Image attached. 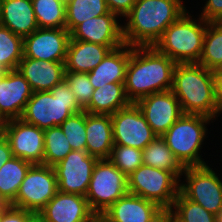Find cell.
<instances>
[{
	"label": "cell",
	"instance_id": "47",
	"mask_svg": "<svg viewBox=\"0 0 222 222\" xmlns=\"http://www.w3.org/2000/svg\"><path fill=\"white\" fill-rule=\"evenodd\" d=\"M217 222H222V212L217 216Z\"/></svg>",
	"mask_w": 222,
	"mask_h": 222
},
{
	"label": "cell",
	"instance_id": "46",
	"mask_svg": "<svg viewBox=\"0 0 222 222\" xmlns=\"http://www.w3.org/2000/svg\"><path fill=\"white\" fill-rule=\"evenodd\" d=\"M7 206L1 199H0V212Z\"/></svg>",
	"mask_w": 222,
	"mask_h": 222
},
{
	"label": "cell",
	"instance_id": "32",
	"mask_svg": "<svg viewBox=\"0 0 222 222\" xmlns=\"http://www.w3.org/2000/svg\"><path fill=\"white\" fill-rule=\"evenodd\" d=\"M23 58V38L0 25V64L15 70Z\"/></svg>",
	"mask_w": 222,
	"mask_h": 222
},
{
	"label": "cell",
	"instance_id": "42",
	"mask_svg": "<svg viewBox=\"0 0 222 222\" xmlns=\"http://www.w3.org/2000/svg\"><path fill=\"white\" fill-rule=\"evenodd\" d=\"M12 155V151L9 145V142L4 138L0 142V168L3 166L4 163H6Z\"/></svg>",
	"mask_w": 222,
	"mask_h": 222
},
{
	"label": "cell",
	"instance_id": "37",
	"mask_svg": "<svg viewBox=\"0 0 222 222\" xmlns=\"http://www.w3.org/2000/svg\"><path fill=\"white\" fill-rule=\"evenodd\" d=\"M35 213L7 205L1 211V222H31Z\"/></svg>",
	"mask_w": 222,
	"mask_h": 222
},
{
	"label": "cell",
	"instance_id": "22",
	"mask_svg": "<svg viewBox=\"0 0 222 222\" xmlns=\"http://www.w3.org/2000/svg\"><path fill=\"white\" fill-rule=\"evenodd\" d=\"M86 151L98 159H108L114 146L111 115L85 111Z\"/></svg>",
	"mask_w": 222,
	"mask_h": 222
},
{
	"label": "cell",
	"instance_id": "36",
	"mask_svg": "<svg viewBox=\"0 0 222 222\" xmlns=\"http://www.w3.org/2000/svg\"><path fill=\"white\" fill-rule=\"evenodd\" d=\"M64 79L74 93L77 103L84 110L88 106L94 91L88 73L65 71Z\"/></svg>",
	"mask_w": 222,
	"mask_h": 222
},
{
	"label": "cell",
	"instance_id": "25",
	"mask_svg": "<svg viewBox=\"0 0 222 222\" xmlns=\"http://www.w3.org/2000/svg\"><path fill=\"white\" fill-rule=\"evenodd\" d=\"M130 104L124 83H107L94 89L91 100L84 111L90 114L112 115Z\"/></svg>",
	"mask_w": 222,
	"mask_h": 222
},
{
	"label": "cell",
	"instance_id": "45",
	"mask_svg": "<svg viewBox=\"0 0 222 222\" xmlns=\"http://www.w3.org/2000/svg\"><path fill=\"white\" fill-rule=\"evenodd\" d=\"M31 222H44L39 216H35Z\"/></svg>",
	"mask_w": 222,
	"mask_h": 222
},
{
	"label": "cell",
	"instance_id": "1",
	"mask_svg": "<svg viewBox=\"0 0 222 222\" xmlns=\"http://www.w3.org/2000/svg\"><path fill=\"white\" fill-rule=\"evenodd\" d=\"M183 0H136L123 18V39L132 47H150L187 9Z\"/></svg>",
	"mask_w": 222,
	"mask_h": 222
},
{
	"label": "cell",
	"instance_id": "20",
	"mask_svg": "<svg viewBox=\"0 0 222 222\" xmlns=\"http://www.w3.org/2000/svg\"><path fill=\"white\" fill-rule=\"evenodd\" d=\"M159 208L154 202L128 192L99 218L103 222H148Z\"/></svg>",
	"mask_w": 222,
	"mask_h": 222
},
{
	"label": "cell",
	"instance_id": "3",
	"mask_svg": "<svg viewBox=\"0 0 222 222\" xmlns=\"http://www.w3.org/2000/svg\"><path fill=\"white\" fill-rule=\"evenodd\" d=\"M171 91L179 100L183 114H200L216 121L222 111L215 94L213 71L198 63H177Z\"/></svg>",
	"mask_w": 222,
	"mask_h": 222
},
{
	"label": "cell",
	"instance_id": "15",
	"mask_svg": "<svg viewBox=\"0 0 222 222\" xmlns=\"http://www.w3.org/2000/svg\"><path fill=\"white\" fill-rule=\"evenodd\" d=\"M157 136H162L183 114L171 90L153 93L135 102Z\"/></svg>",
	"mask_w": 222,
	"mask_h": 222
},
{
	"label": "cell",
	"instance_id": "14",
	"mask_svg": "<svg viewBox=\"0 0 222 222\" xmlns=\"http://www.w3.org/2000/svg\"><path fill=\"white\" fill-rule=\"evenodd\" d=\"M70 38L66 28H38L23 38V57L65 62Z\"/></svg>",
	"mask_w": 222,
	"mask_h": 222
},
{
	"label": "cell",
	"instance_id": "11",
	"mask_svg": "<svg viewBox=\"0 0 222 222\" xmlns=\"http://www.w3.org/2000/svg\"><path fill=\"white\" fill-rule=\"evenodd\" d=\"M114 145L143 150L157 135L135 103L111 115Z\"/></svg>",
	"mask_w": 222,
	"mask_h": 222
},
{
	"label": "cell",
	"instance_id": "27",
	"mask_svg": "<svg viewBox=\"0 0 222 222\" xmlns=\"http://www.w3.org/2000/svg\"><path fill=\"white\" fill-rule=\"evenodd\" d=\"M142 160L144 165L170 171L180 181L182 180L184 167L176 159L162 137L157 136L142 150Z\"/></svg>",
	"mask_w": 222,
	"mask_h": 222
},
{
	"label": "cell",
	"instance_id": "38",
	"mask_svg": "<svg viewBox=\"0 0 222 222\" xmlns=\"http://www.w3.org/2000/svg\"><path fill=\"white\" fill-rule=\"evenodd\" d=\"M199 16L208 22H222V0H206Z\"/></svg>",
	"mask_w": 222,
	"mask_h": 222
},
{
	"label": "cell",
	"instance_id": "44",
	"mask_svg": "<svg viewBox=\"0 0 222 222\" xmlns=\"http://www.w3.org/2000/svg\"><path fill=\"white\" fill-rule=\"evenodd\" d=\"M7 71H8V70H7L3 65L0 64V75L6 74Z\"/></svg>",
	"mask_w": 222,
	"mask_h": 222
},
{
	"label": "cell",
	"instance_id": "26",
	"mask_svg": "<svg viewBox=\"0 0 222 222\" xmlns=\"http://www.w3.org/2000/svg\"><path fill=\"white\" fill-rule=\"evenodd\" d=\"M31 165V162L13 156L0 168V199L5 204L11 205L15 201Z\"/></svg>",
	"mask_w": 222,
	"mask_h": 222
},
{
	"label": "cell",
	"instance_id": "33",
	"mask_svg": "<svg viewBox=\"0 0 222 222\" xmlns=\"http://www.w3.org/2000/svg\"><path fill=\"white\" fill-rule=\"evenodd\" d=\"M171 208L180 222H217L216 215L187 199L181 192L178 193Z\"/></svg>",
	"mask_w": 222,
	"mask_h": 222
},
{
	"label": "cell",
	"instance_id": "40",
	"mask_svg": "<svg viewBox=\"0 0 222 222\" xmlns=\"http://www.w3.org/2000/svg\"><path fill=\"white\" fill-rule=\"evenodd\" d=\"M173 210L171 207H160L148 222H172Z\"/></svg>",
	"mask_w": 222,
	"mask_h": 222
},
{
	"label": "cell",
	"instance_id": "4",
	"mask_svg": "<svg viewBox=\"0 0 222 222\" xmlns=\"http://www.w3.org/2000/svg\"><path fill=\"white\" fill-rule=\"evenodd\" d=\"M186 10L175 22L170 24L153 46L161 54L167 55L177 63H198L202 50L208 21L193 18Z\"/></svg>",
	"mask_w": 222,
	"mask_h": 222
},
{
	"label": "cell",
	"instance_id": "5",
	"mask_svg": "<svg viewBox=\"0 0 222 222\" xmlns=\"http://www.w3.org/2000/svg\"><path fill=\"white\" fill-rule=\"evenodd\" d=\"M83 111L63 79L50 91L33 92L26 103L21 119L42 130L60 126L73 114Z\"/></svg>",
	"mask_w": 222,
	"mask_h": 222
},
{
	"label": "cell",
	"instance_id": "31",
	"mask_svg": "<svg viewBox=\"0 0 222 222\" xmlns=\"http://www.w3.org/2000/svg\"><path fill=\"white\" fill-rule=\"evenodd\" d=\"M72 148L60 126L44 130V164L54 167Z\"/></svg>",
	"mask_w": 222,
	"mask_h": 222
},
{
	"label": "cell",
	"instance_id": "30",
	"mask_svg": "<svg viewBox=\"0 0 222 222\" xmlns=\"http://www.w3.org/2000/svg\"><path fill=\"white\" fill-rule=\"evenodd\" d=\"M38 28H65L66 0H32Z\"/></svg>",
	"mask_w": 222,
	"mask_h": 222
},
{
	"label": "cell",
	"instance_id": "34",
	"mask_svg": "<svg viewBox=\"0 0 222 222\" xmlns=\"http://www.w3.org/2000/svg\"><path fill=\"white\" fill-rule=\"evenodd\" d=\"M127 177L143 164L142 150L114 145L108 158Z\"/></svg>",
	"mask_w": 222,
	"mask_h": 222
},
{
	"label": "cell",
	"instance_id": "6",
	"mask_svg": "<svg viewBox=\"0 0 222 222\" xmlns=\"http://www.w3.org/2000/svg\"><path fill=\"white\" fill-rule=\"evenodd\" d=\"M213 120L200 114H182L161 136L184 168L208 164L200 153L208 138L207 125Z\"/></svg>",
	"mask_w": 222,
	"mask_h": 222
},
{
	"label": "cell",
	"instance_id": "51",
	"mask_svg": "<svg viewBox=\"0 0 222 222\" xmlns=\"http://www.w3.org/2000/svg\"><path fill=\"white\" fill-rule=\"evenodd\" d=\"M94 222H103L99 217Z\"/></svg>",
	"mask_w": 222,
	"mask_h": 222
},
{
	"label": "cell",
	"instance_id": "48",
	"mask_svg": "<svg viewBox=\"0 0 222 222\" xmlns=\"http://www.w3.org/2000/svg\"><path fill=\"white\" fill-rule=\"evenodd\" d=\"M5 122L6 121L0 116V126H4Z\"/></svg>",
	"mask_w": 222,
	"mask_h": 222
},
{
	"label": "cell",
	"instance_id": "18",
	"mask_svg": "<svg viewBox=\"0 0 222 222\" xmlns=\"http://www.w3.org/2000/svg\"><path fill=\"white\" fill-rule=\"evenodd\" d=\"M33 90L18 69L0 77V116L5 120L21 118Z\"/></svg>",
	"mask_w": 222,
	"mask_h": 222
},
{
	"label": "cell",
	"instance_id": "10",
	"mask_svg": "<svg viewBox=\"0 0 222 222\" xmlns=\"http://www.w3.org/2000/svg\"><path fill=\"white\" fill-rule=\"evenodd\" d=\"M57 192L58 183L54 167L32 164L11 206L31 211L37 215Z\"/></svg>",
	"mask_w": 222,
	"mask_h": 222
},
{
	"label": "cell",
	"instance_id": "35",
	"mask_svg": "<svg viewBox=\"0 0 222 222\" xmlns=\"http://www.w3.org/2000/svg\"><path fill=\"white\" fill-rule=\"evenodd\" d=\"M72 150L86 151L85 111L73 114L61 125Z\"/></svg>",
	"mask_w": 222,
	"mask_h": 222
},
{
	"label": "cell",
	"instance_id": "2",
	"mask_svg": "<svg viewBox=\"0 0 222 222\" xmlns=\"http://www.w3.org/2000/svg\"><path fill=\"white\" fill-rule=\"evenodd\" d=\"M175 65L153 46H131L124 83L127 98L135 103L147 95L171 90Z\"/></svg>",
	"mask_w": 222,
	"mask_h": 222
},
{
	"label": "cell",
	"instance_id": "19",
	"mask_svg": "<svg viewBox=\"0 0 222 222\" xmlns=\"http://www.w3.org/2000/svg\"><path fill=\"white\" fill-rule=\"evenodd\" d=\"M17 69L28 81L33 92L50 91L64 79L65 62L23 57Z\"/></svg>",
	"mask_w": 222,
	"mask_h": 222
},
{
	"label": "cell",
	"instance_id": "43",
	"mask_svg": "<svg viewBox=\"0 0 222 222\" xmlns=\"http://www.w3.org/2000/svg\"><path fill=\"white\" fill-rule=\"evenodd\" d=\"M5 138L4 126H0V142Z\"/></svg>",
	"mask_w": 222,
	"mask_h": 222
},
{
	"label": "cell",
	"instance_id": "21",
	"mask_svg": "<svg viewBox=\"0 0 222 222\" xmlns=\"http://www.w3.org/2000/svg\"><path fill=\"white\" fill-rule=\"evenodd\" d=\"M131 54V46L123 44L110 50L92 71L88 73L94 89L107 83H125L126 68Z\"/></svg>",
	"mask_w": 222,
	"mask_h": 222
},
{
	"label": "cell",
	"instance_id": "49",
	"mask_svg": "<svg viewBox=\"0 0 222 222\" xmlns=\"http://www.w3.org/2000/svg\"><path fill=\"white\" fill-rule=\"evenodd\" d=\"M172 222H180L175 216H174V213H173V220Z\"/></svg>",
	"mask_w": 222,
	"mask_h": 222
},
{
	"label": "cell",
	"instance_id": "50",
	"mask_svg": "<svg viewBox=\"0 0 222 222\" xmlns=\"http://www.w3.org/2000/svg\"><path fill=\"white\" fill-rule=\"evenodd\" d=\"M1 7H2V0H0V20H1Z\"/></svg>",
	"mask_w": 222,
	"mask_h": 222
},
{
	"label": "cell",
	"instance_id": "24",
	"mask_svg": "<svg viewBox=\"0 0 222 222\" xmlns=\"http://www.w3.org/2000/svg\"><path fill=\"white\" fill-rule=\"evenodd\" d=\"M0 25L22 38L38 29L32 0H2Z\"/></svg>",
	"mask_w": 222,
	"mask_h": 222
},
{
	"label": "cell",
	"instance_id": "23",
	"mask_svg": "<svg viewBox=\"0 0 222 222\" xmlns=\"http://www.w3.org/2000/svg\"><path fill=\"white\" fill-rule=\"evenodd\" d=\"M119 46H103L96 43L70 40L67 48L65 71L89 73L102 62L106 54Z\"/></svg>",
	"mask_w": 222,
	"mask_h": 222
},
{
	"label": "cell",
	"instance_id": "17",
	"mask_svg": "<svg viewBox=\"0 0 222 222\" xmlns=\"http://www.w3.org/2000/svg\"><path fill=\"white\" fill-rule=\"evenodd\" d=\"M70 37V40L86 41L103 46L125 44L122 20L110 11L102 16L83 21L70 33Z\"/></svg>",
	"mask_w": 222,
	"mask_h": 222
},
{
	"label": "cell",
	"instance_id": "28",
	"mask_svg": "<svg viewBox=\"0 0 222 222\" xmlns=\"http://www.w3.org/2000/svg\"><path fill=\"white\" fill-rule=\"evenodd\" d=\"M108 12L105 0H66L65 28L71 33L83 21Z\"/></svg>",
	"mask_w": 222,
	"mask_h": 222
},
{
	"label": "cell",
	"instance_id": "41",
	"mask_svg": "<svg viewBox=\"0 0 222 222\" xmlns=\"http://www.w3.org/2000/svg\"><path fill=\"white\" fill-rule=\"evenodd\" d=\"M215 80V94L220 110L222 111V68L213 71Z\"/></svg>",
	"mask_w": 222,
	"mask_h": 222
},
{
	"label": "cell",
	"instance_id": "29",
	"mask_svg": "<svg viewBox=\"0 0 222 222\" xmlns=\"http://www.w3.org/2000/svg\"><path fill=\"white\" fill-rule=\"evenodd\" d=\"M198 64L211 71L222 68V22H208Z\"/></svg>",
	"mask_w": 222,
	"mask_h": 222
},
{
	"label": "cell",
	"instance_id": "8",
	"mask_svg": "<svg viewBox=\"0 0 222 222\" xmlns=\"http://www.w3.org/2000/svg\"><path fill=\"white\" fill-rule=\"evenodd\" d=\"M127 193V176L109 159H98L85 196L91 210L99 217Z\"/></svg>",
	"mask_w": 222,
	"mask_h": 222
},
{
	"label": "cell",
	"instance_id": "13",
	"mask_svg": "<svg viewBox=\"0 0 222 222\" xmlns=\"http://www.w3.org/2000/svg\"><path fill=\"white\" fill-rule=\"evenodd\" d=\"M4 131L14 157L44 164V130L18 118L7 120Z\"/></svg>",
	"mask_w": 222,
	"mask_h": 222
},
{
	"label": "cell",
	"instance_id": "16",
	"mask_svg": "<svg viewBox=\"0 0 222 222\" xmlns=\"http://www.w3.org/2000/svg\"><path fill=\"white\" fill-rule=\"evenodd\" d=\"M37 216L44 222H94L98 218L85 196L59 191Z\"/></svg>",
	"mask_w": 222,
	"mask_h": 222
},
{
	"label": "cell",
	"instance_id": "12",
	"mask_svg": "<svg viewBox=\"0 0 222 222\" xmlns=\"http://www.w3.org/2000/svg\"><path fill=\"white\" fill-rule=\"evenodd\" d=\"M98 158L87 151L72 150L54 166L58 191L86 196Z\"/></svg>",
	"mask_w": 222,
	"mask_h": 222
},
{
	"label": "cell",
	"instance_id": "7",
	"mask_svg": "<svg viewBox=\"0 0 222 222\" xmlns=\"http://www.w3.org/2000/svg\"><path fill=\"white\" fill-rule=\"evenodd\" d=\"M128 192L159 207H172L180 192V180L170 171L142 164L127 177Z\"/></svg>",
	"mask_w": 222,
	"mask_h": 222
},
{
	"label": "cell",
	"instance_id": "39",
	"mask_svg": "<svg viewBox=\"0 0 222 222\" xmlns=\"http://www.w3.org/2000/svg\"><path fill=\"white\" fill-rule=\"evenodd\" d=\"M108 10L124 18L131 10L136 0H105Z\"/></svg>",
	"mask_w": 222,
	"mask_h": 222
},
{
	"label": "cell",
	"instance_id": "9",
	"mask_svg": "<svg viewBox=\"0 0 222 222\" xmlns=\"http://www.w3.org/2000/svg\"><path fill=\"white\" fill-rule=\"evenodd\" d=\"M217 174L208 164L185 167L182 173L184 181H180V192L187 199L216 216L222 212V177Z\"/></svg>",
	"mask_w": 222,
	"mask_h": 222
}]
</instances>
